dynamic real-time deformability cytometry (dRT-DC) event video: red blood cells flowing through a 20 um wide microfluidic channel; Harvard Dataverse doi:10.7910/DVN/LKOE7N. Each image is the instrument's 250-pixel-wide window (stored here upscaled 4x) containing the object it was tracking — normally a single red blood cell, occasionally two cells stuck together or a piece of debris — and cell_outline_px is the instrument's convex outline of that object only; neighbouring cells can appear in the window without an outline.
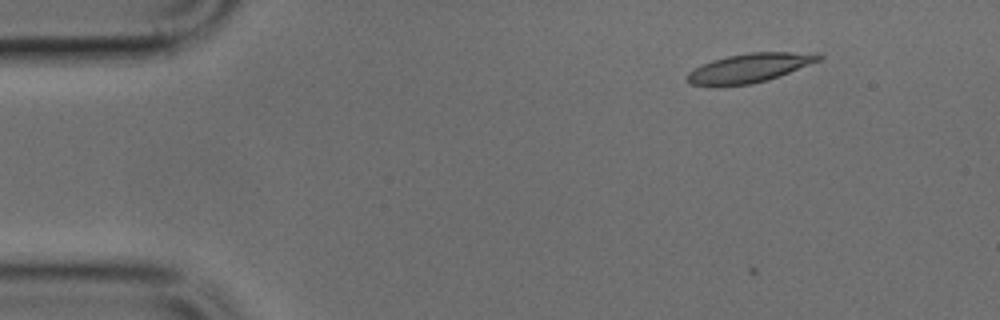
{"species": "common noctule bat (a hibernating species)", "species_latin": "Nyctalus noctula", "temperature_condition": "cold", "stored_images_in_passage": 4, "camera_frame_rate_fps": 3000, "um_per_image_px": 0.085, "animal": {"sex": "male", "body_mass_g": 17.9, "forearm_length_mm": 54.2}, "frame": {"image": 1, "passage_image": 2, "time_ms": 0.333, "image_size_px": [1000, 320], "cell_outline_px": [[824, 56], [820, 60], [780, 76], [768, 80], [752, 84], [716, 88], [712, 88], [688, 84], [688, 72], [712, 60], [728, 56], [748, 52], [820, 52]], "centroid_in_image_um": [63.7, 5.8], "position_along_channel_um": 21.3, "area_um2": 22.83}}